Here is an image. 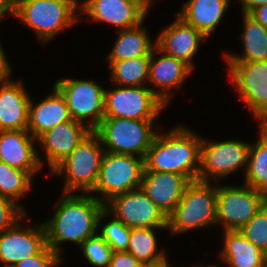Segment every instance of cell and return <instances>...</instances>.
Segmentation results:
<instances>
[{
    "instance_id": "obj_1",
    "label": "cell",
    "mask_w": 267,
    "mask_h": 267,
    "mask_svg": "<svg viewBox=\"0 0 267 267\" xmlns=\"http://www.w3.org/2000/svg\"><path fill=\"white\" fill-rule=\"evenodd\" d=\"M105 205L92 195L63 193L52 219L43 223L46 244L59 255L62 250L59 244L64 241L80 246L88 237L97 234L102 219L111 215Z\"/></svg>"
},
{
    "instance_id": "obj_2",
    "label": "cell",
    "mask_w": 267,
    "mask_h": 267,
    "mask_svg": "<svg viewBox=\"0 0 267 267\" xmlns=\"http://www.w3.org/2000/svg\"><path fill=\"white\" fill-rule=\"evenodd\" d=\"M177 127L156 134L144 158V172L178 173L199 180L202 137L181 124Z\"/></svg>"
},
{
    "instance_id": "obj_3",
    "label": "cell",
    "mask_w": 267,
    "mask_h": 267,
    "mask_svg": "<svg viewBox=\"0 0 267 267\" xmlns=\"http://www.w3.org/2000/svg\"><path fill=\"white\" fill-rule=\"evenodd\" d=\"M78 0H14L13 16L29 26L46 43L63 29L79 21Z\"/></svg>"
},
{
    "instance_id": "obj_4",
    "label": "cell",
    "mask_w": 267,
    "mask_h": 267,
    "mask_svg": "<svg viewBox=\"0 0 267 267\" xmlns=\"http://www.w3.org/2000/svg\"><path fill=\"white\" fill-rule=\"evenodd\" d=\"M211 181H191L180 202L167 217V229L172 234L184 233L209 224H217V187Z\"/></svg>"
},
{
    "instance_id": "obj_5",
    "label": "cell",
    "mask_w": 267,
    "mask_h": 267,
    "mask_svg": "<svg viewBox=\"0 0 267 267\" xmlns=\"http://www.w3.org/2000/svg\"><path fill=\"white\" fill-rule=\"evenodd\" d=\"M154 120L104 117L94 132L105 151L145 158L157 133Z\"/></svg>"
},
{
    "instance_id": "obj_6",
    "label": "cell",
    "mask_w": 267,
    "mask_h": 267,
    "mask_svg": "<svg viewBox=\"0 0 267 267\" xmlns=\"http://www.w3.org/2000/svg\"><path fill=\"white\" fill-rule=\"evenodd\" d=\"M99 136L92 131L51 174L66 175L63 193H72L82 190L89 194L95 188L98 180L101 162L105 150L102 149Z\"/></svg>"
},
{
    "instance_id": "obj_7",
    "label": "cell",
    "mask_w": 267,
    "mask_h": 267,
    "mask_svg": "<svg viewBox=\"0 0 267 267\" xmlns=\"http://www.w3.org/2000/svg\"><path fill=\"white\" fill-rule=\"evenodd\" d=\"M136 157L105 151L92 192L98 191L106 199L94 197L107 204L115 196L140 188L145 165L144 158Z\"/></svg>"
},
{
    "instance_id": "obj_8",
    "label": "cell",
    "mask_w": 267,
    "mask_h": 267,
    "mask_svg": "<svg viewBox=\"0 0 267 267\" xmlns=\"http://www.w3.org/2000/svg\"><path fill=\"white\" fill-rule=\"evenodd\" d=\"M166 104L159 91L144 86H120L104 92V117L155 120Z\"/></svg>"
},
{
    "instance_id": "obj_9",
    "label": "cell",
    "mask_w": 267,
    "mask_h": 267,
    "mask_svg": "<svg viewBox=\"0 0 267 267\" xmlns=\"http://www.w3.org/2000/svg\"><path fill=\"white\" fill-rule=\"evenodd\" d=\"M217 187V223L222 222L225 231H239L267 203V195L251 186Z\"/></svg>"
},
{
    "instance_id": "obj_10",
    "label": "cell",
    "mask_w": 267,
    "mask_h": 267,
    "mask_svg": "<svg viewBox=\"0 0 267 267\" xmlns=\"http://www.w3.org/2000/svg\"><path fill=\"white\" fill-rule=\"evenodd\" d=\"M53 86L64 97L72 120L85 124L88 119V127L94 131L104 118L105 89L80 79H59Z\"/></svg>"
},
{
    "instance_id": "obj_11",
    "label": "cell",
    "mask_w": 267,
    "mask_h": 267,
    "mask_svg": "<svg viewBox=\"0 0 267 267\" xmlns=\"http://www.w3.org/2000/svg\"><path fill=\"white\" fill-rule=\"evenodd\" d=\"M231 81L260 125L267 122V61H226Z\"/></svg>"
},
{
    "instance_id": "obj_12",
    "label": "cell",
    "mask_w": 267,
    "mask_h": 267,
    "mask_svg": "<svg viewBox=\"0 0 267 267\" xmlns=\"http://www.w3.org/2000/svg\"><path fill=\"white\" fill-rule=\"evenodd\" d=\"M249 147L250 144L239 140L210 143L202 138L199 180L218 181L243 165L246 171Z\"/></svg>"
},
{
    "instance_id": "obj_13",
    "label": "cell",
    "mask_w": 267,
    "mask_h": 267,
    "mask_svg": "<svg viewBox=\"0 0 267 267\" xmlns=\"http://www.w3.org/2000/svg\"><path fill=\"white\" fill-rule=\"evenodd\" d=\"M105 209L129 228L167 229V217L140 189L112 198Z\"/></svg>"
},
{
    "instance_id": "obj_14",
    "label": "cell",
    "mask_w": 267,
    "mask_h": 267,
    "mask_svg": "<svg viewBox=\"0 0 267 267\" xmlns=\"http://www.w3.org/2000/svg\"><path fill=\"white\" fill-rule=\"evenodd\" d=\"M149 7L146 0H85L79 11L96 22H106L123 30L143 22Z\"/></svg>"
},
{
    "instance_id": "obj_15",
    "label": "cell",
    "mask_w": 267,
    "mask_h": 267,
    "mask_svg": "<svg viewBox=\"0 0 267 267\" xmlns=\"http://www.w3.org/2000/svg\"><path fill=\"white\" fill-rule=\"evenodd\" d=\"M34 227H21L17 222L0 232V261L3 267H13L24 258L37 255L47 245L44 224Z\"/></svg>"
},
{
    "instance_id": "obj_16",
    "label": "cell",
    "mask_w": 267,
    "mask_h": 267,
    "mask_svg": "<svg viewBox=\"0 0 267 267\" xmlns=\"http://www.w3.org/2000/svg\"><path fill=\"white\" fill-rule=\"evenodd\" d=\"M88 124L75 120L62 122L41 134L37 141L43 145L47 161L52 171L60 164L90 133Z\"/></svg>"
},
{
    "instance_id": "obj_17",
    "label": "cell",
    "mask_w": 267,
    "mask_h": 267,
    "mask_svg": "<svg viewBox=\"0 0 267 267\" xmlns=\"http://www.w3.org/2000/svg\"><path fill=\"white\" fill-rule=\"evenodd\" d=\"M191 181L178 173L144 172L140 189L168 217Z\"/></svg>"
},
{
    "instance_id": "obj_18",
    "label": "cell",
    "mask_w": 267,
    "mask_h": 267,
    "mask_svg": "<svg viewBox=\"0 0 267 267\" xmlns=\"http://www.w3.org/2000/svg\"><path fill=\"white\" fill-rule=\"evenodd\" d=\"M36 140L28 130L0 131V160L33 176L43 165L34 146Z\"/></svg>"
},
{
    "instance_id": "obj_19",
    "label": "cell",
    "mask_w": 267,
    "mask_h": 267,
    "mask_svg": "<svg viewBox=\"0 0 267 267\" xmlns=\"http://www.w3.org/2000/svg\"><path fill=\"white\" fill-rule=\"evenodd\" d=\"M205 39L200 31L177 16V19L158 35L155 42L156 47L164 54L175 57L194 69L191 59L201 41Z\"/></svg>"
},
{
    "instance_id": "obj_20",
    "label": "cell",
    "mask_w": 267,
    "mask_h": 267,
    "mask_svg": "<svg viewBox=\"0 0 267 267\" xmlns=\"http://www.w3.org/2000/svg\"><path fill=\"white\" fill-rule=\"evenodd\" d=\"M0 84V131L27 130L30 96L20 81L7 79Z\"/></svg>"
},
{
    "instance_id": "obj_21",
    "label": "cell",
    "mask_w": 267,
    "mask_h": 267,
    "mask_svg": "<svg viewBox=\"0 0 267 267\" xmlns=\"http://www.w3.org/2000/svg\"><path fill=\"white\" fill-rule=\"evenodd\" d=\"M156 53L161 55L157 59L155 57ZM192 70L185 62L166 55L155 47L151 52L148 81L155 87L161 88L159 98L167 106L172 97L171 89L179 88Z\"/></svg>"
},
{
    "instance_id": "obj_22",
    "label": "cell",
    "mask_w": 267,
    "mask_h": 267,
    "mask_svg": "<svg viewBox=\"0 0 267 267\" xmlns=\"http://www.w3.org/2000/svg\"><path fill=\"white\" fill-rule=\"evenodd\" d=\"M72 118L62 94L53 86V94L41 100L37 105L30 99L28 131L34 138L52 129L59 123Z\"/></svg>"
},
{
    "instance_id": "obj_23",
    "label": "cell",
    "mask_w": 267,
    "mask_h": 267,
    "mask_svg": "<svg viewBox=\"0 0 267 267\" xmlns=\"http://www.w3.org/2000/svg\"><path fill=\"white\" fill-rule=\"evenodd\" d=\"M228 1L189 0L176 15L207 38L222 20L225 11L228 10Z\"/></svg>"
},
{
    "instance_id": "obj_24",
    "label": "cell",
    "mask_w": 267,
    "mask_h": 267,
    "mask_svg": "<svg viewBox=\"0 0 267 267\" xmlns=\"http://www.w3.org/2000/svg\"><path fill=\"white\" fill-rule=\"evenodd\" d=\"M221 256L230 267H261L264 252L240 231H224Z\"/></svg>"
},
{
    "instance_id": "obj_25",
    "label": "cell",
    "mask_w": 267,
    "mask_h": 267,
    "mask_svg": "<svg viewBox=\"0 0 267 267\" xmlns=\"http://www.w3.org/2000/svg\"><path fill=\"white\" fill-rule=\"evenodd\" d=\"M142 24L143 22L133 28L120 30L113 50L106 56L108 61H121L151 55L156 47V42H152L147 35L148 31L142 27Z\"/></svg>"
},
{
    "instance_id": "obj_26",
    "label": "cell",
    "mask_w": 267,
    "mask_h": 267,
    "mask_svg": "<svg viewBox=\"0 0 267 267\" xmlns=\"http://www.w3.org/2000/svg\"><path fill=\"white\" fill-rule=\"evenodd\" d=\"M244 29L241 34L244 52L242 55L224 54L226 61H267V28L243 14Z\"/></svg>"
},
{
    "instance_id": "obj_27",
    "label": "cell",
    "mask_w": 267,
    "mask_h": 267,
    "mask_svg": "<svg viewBox=\"0 0 267 267\" xmlns=\"http://www.w3.org/2000/svg\"><path fill=\"white\" fill-rule=\"evenodd\" d=\"M260 126L259 140L249 147L245 184L267 195V128Z\"/></svg>"
},
{
    "instance_id": "obj_28",
    "label": "cell",
    "mask_w": 267,
    "mask_h": 267,
    "mask_svg": "<svg viewBox=\"0 0 267 267\" xmlns=\"http://www.w3.org/2000/svg\"><path fill=\"white\" fill-rule=\"evenodd\" d=\"M155 228H131L127 252L145 266H158L168 262L165 250L157 252Z\"/></svg>"
},
{
    "instance_id": "obj_29",
    "label": "cell",
    "mask_w": 267,
    "mask_h": 267,
    "mask_svg": "<svg viewBox=\"0 0 267 267\" xmlns=\"http://www.w3.org/2000/svg\"><path fill=\"white\" fill-rule=\"evenodd\" d=\"M150 57L151 55H145L128 60L108 61L111 80L118 86H144L149 78Z\"/></svg>"
},
{
    "instance_id": "obj_30",
    "label": "cell",
    "mask_w": 267,
    "mask_h": 267,
    "mask_svg": "<svg viewBox=\"0 0 267 267\" xmlns=\"http://www.w3.org/2000/svg\"><path fill=\"white\" fill-rule=\"evenodd\" d=\"M32 176L0 160V194L17 202L31 189Z\"/></svg>"
},
{
    "instance_id": "obj_31",
    "label": "cell",
    "mask_w": 267,
    "mask_h": 267,
    "mask_svg": "<svg viewBox=\"0 0 267 267\" xmlns=\"http://www.w3.org/2000/svg\"><path fill=\"white\" fill-rule=\"evenodd\" d=\"M83 255L91 265L96 267H109L112 248L98 234L88 237L81 245Z\"/></svg>"
},
{
    "instance_id": "obj_32",
    "label": "cell",
    "mask_w": 267,
    "mask_h": 267,
    "mask_svg": "<svg viewBox=\"0 0 267 267\" xmlns=\"http://www.w3.org/2000/svg\"><path fill=\"white\" fill-rule=\"evenodd\" d=\"M239 231L254 246L267 253V203Z\"/></svg>"
},
{
    "instance_id": "obj_33",
    "label": "cell",
    "mask_w": 267,
    "mask_h": 267,
    "mask_svg": "<svg viewBox=\"0 0 267 267\" xmlns=\"http://www.w3.org/2000/svg\"><path fill=\"white\" fill-rule=\"evenodd\" d=\"M112 248V251L123 252L127 251L131 228L126 226L122 221L116 219L105 223L98 233Z\"/></svg>"
},
{
    "instance_id": "obj_34",
    "label": "cell",
    "mask_w": 267,
    "mask_h": 267,
    "mask_svg": "<svg viewBox=\"0 0 267 267\" xmlns=\"http://www.w3.org/2000/svg\"><path fill=\"white\" fill-rule=\"evenodd\" d=\"M24 216L26 213L22 206L0 194V232L13 227Z\"/></svg>"
},
{
    "instance_id": "obj_35",
    "label": "cell",
    "mask_w": 267,
    "mask_h": 267,
    "mask_svg": "<svg viewBox=\"0 0 267 267\" xmlns=\"http://www.w3.org/2000/svg\"><path fill=\"white\" fill-rule=\"evenodd\" d=\"M61 261L60 255L46 245L37 255L24 258L13 267H55Z\"/></svg>"
},
{
    "instance_id": "obj_36",
    "label": "cell",
    "mask_w": 267,
    "mask_h": 267,
    "mask_svg": "<svg viewBox=\"0 0 267 267\" xmlns=\"http://www.w3.org/2000/svg\"><path fill=\"white\" fill-rule=\"evenodd\" d=\"M109 267H145V265L127 251H113Z\"/></svg>"
},
{
    "instance_id": "obj_37",
    "label": "cell",
    "mask_w": 267,
    "mask_h": 267,
    "mask_svg": "<svg viewBox=\"0 0 267 267\" xmlns=\"http://www.w3.org/2000/svg\"><path fill=\"white\" fill-rule=\"evenodd\" d=\"M0 44V83L10 78L11 68Z\"/></svg>"
},
{
    "instance_id": "obj_38",
    "label": "cell",
    "mask_w": 267,
    "mask_h": 267,
    "mask_svg": "<svg viewBox=\"0 0 267 267\" xmlns=\"http://www.w3.org/2000/svg\"><path fill=\"white\" fill-rule=\"evenodd\" d=\"M249 15L267 28V4L255 8Z\"/></svg>"
},
{
    "instance_id": "obj_39",
    "label": "cell",
    "mask_w": 267,
    "mask_h": 267,
    "mask_svg": "<svg viewBox=\"0 0 267 267\" xmlns=\"http://www.w3.org/2000/svg\"><path fill=\"white\" fill-rule=\"evenodd\" d=\"M242 4V14H250L255 8L266 5L267 0H239Z\"/></svg>"
},
{
    "instance_id": "obj_40",
    "label": "cell",
    "mask_w": 267,
    "mask_h": 267,
    "mask_svg": "<svg viewBox=\"0 0 267 267\" xmlns=\"http://www.w3.org/2000/svg\"><path fill=\"white\" fill-rule=\"evenodd\" d=\"M14 0H0V20L7 13L13 16Z\"/></svg>"
},
{
    "instance_id": "obj_41",
    "label": "cell",
    "mask_w": 267,
    "mask_h": 267,
    "mask_svg": "<svg viewBox=\"0 0 267 267\" xmlns=\"http://www.w3.org/2000/svg\"><path fill=\"white\" fill-rule=\"evenodd\" d=\"M261 267H267V253H264Z\"/></svg>"
},
{
    "instance_id": "obj_42",
    "label": "cell",
    "mask_w": 267,
    "mask_h": 267,
    "mask_svg": "<svg viewBox=\"0 0 267 267\" xmlns=\"http://www.w3.org/2000/svg\"><path fill=\"white\" fill-rule=\"evenodd\" d=\"M145 267H170V266H169V263L166 262V263H163V264L158 265V266H145Z\"/></svg>"
},
{
    "instance_id": "obj_43",
    "label": "cell",
    "mask_w": 267,
    "mask_h": 267,
    "mask_svg": "<svg viewBox=\"0 0 267 267\" xmlns=\"http://www.w3.org/2000/svg\"><path fill=\"white\" fill-rule=\"evenodd\" d=\"M150 5L152 4V0H146Z\"/></svg>"
},
{
    "instance_id": "obj_44",
    "label": "cell",
    "mask_w": 267,
    "mask_h": 267,
    "mask_svg": "<svg viewBox=\"0 0 267 267\" xmlns=\"http://www.w3.org/2000/svg\"><path fill=\"white\" fill-rule=\"evenodd\" d=\"M200 267H206V266H202V265H201ZM207 267H214V266H212V265H211V266H210V265H208Z\"/></svg>"
}]
</instances>
